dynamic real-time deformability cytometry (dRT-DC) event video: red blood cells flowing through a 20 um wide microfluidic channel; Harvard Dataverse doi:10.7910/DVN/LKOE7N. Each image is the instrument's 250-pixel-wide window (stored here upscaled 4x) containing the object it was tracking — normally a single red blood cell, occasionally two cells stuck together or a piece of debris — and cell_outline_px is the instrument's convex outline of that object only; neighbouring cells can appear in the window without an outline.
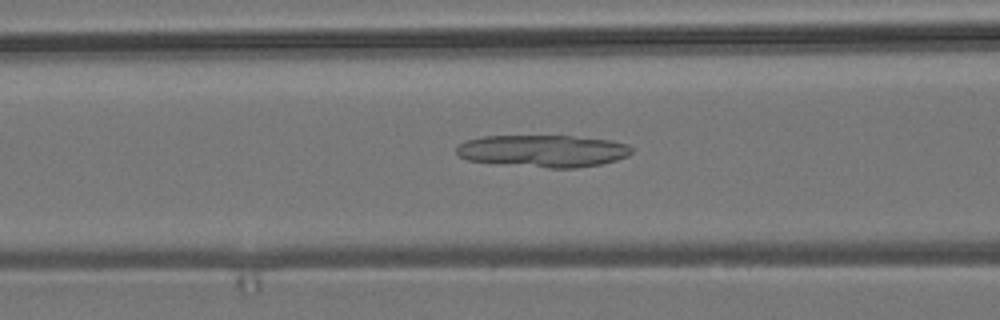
{"species": "common noctule bat (a hibernating species)", "species_latin": "Nyctalus noctula", "temperature_condition": "room temperature", "stored_images_in_passage": 50, "camera_frame_rate_fps": 3000, "um_per_image_px": 0.085, "animal": {"sex": "male", "body_mass_g": 19.2, "forearm_length_mm": 51.8}, "frame": {"image": 1, "passage_image": 17, "time_ms": 5.333, "image_size_px": [1000, 320], "cell_outline_px": [[632, 152], [628, 156], [616, 160], [600, 164], [576, 168], [548, 168], [500, 164], [468, 160], [460, 156], [456, 152], [456, 148], [464, 140], [484, 136], [572, 136], [612, 140], [628, 144], [632, 148]], "centroid_in_image_um": [46.17, 12.83], "position_along_channel_um": 120.4, "area_um2": 33.0}}
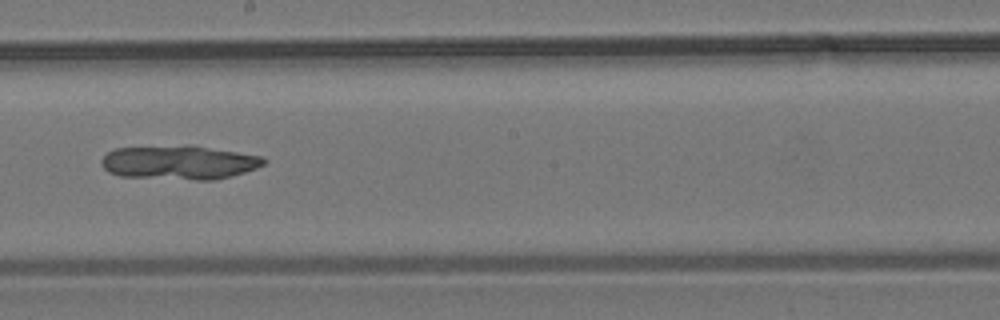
{"frame": {"image": 2, "passage_image": 26, "time_ms": 8.333, "image_size_px": [1000, 320], "cell_outline_px": [[268, 160], [264, 164], [256, 168], [232, 176], [216, 180], [196, 180], [120, 176], [108, 172], [104, 168], [100, 160], [108, 152], [116, 148], [188, 144], [192, 144], [260, 156]], "centroid_in_image_um": [15.23, 13.8], "position_along_channel_um": 233.0, "area_um2": 32.54}}
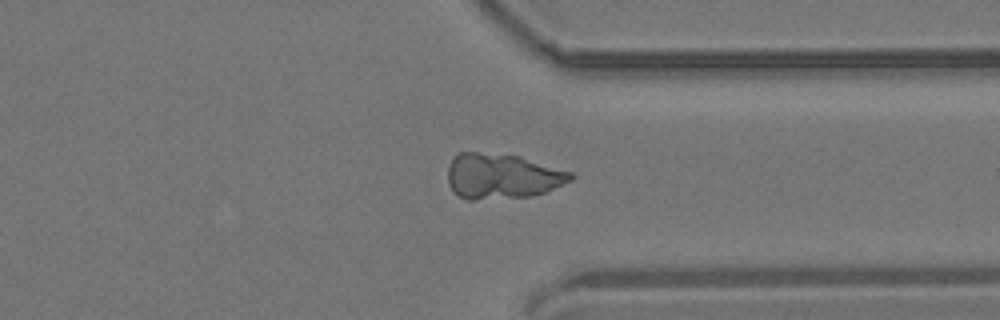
{"frame": {"image": 3, "passage_image": 37, "time_ms": 12.0, "image_size_px": [1000, 320], "cell_outline_px": [[576, 176], [572, 180], [544, 192], [532, 196], [472, 200], [468, 200], [456, 196], [452, 192], [448, 184], [448, 164], [452, 156], [460, 152], [476, 152], [520, 156], [572, 172]], "centroid_in_image_um": [42.63, 14.98], "position_along_channel_um": 368.8, "area_um2": 32.71}}